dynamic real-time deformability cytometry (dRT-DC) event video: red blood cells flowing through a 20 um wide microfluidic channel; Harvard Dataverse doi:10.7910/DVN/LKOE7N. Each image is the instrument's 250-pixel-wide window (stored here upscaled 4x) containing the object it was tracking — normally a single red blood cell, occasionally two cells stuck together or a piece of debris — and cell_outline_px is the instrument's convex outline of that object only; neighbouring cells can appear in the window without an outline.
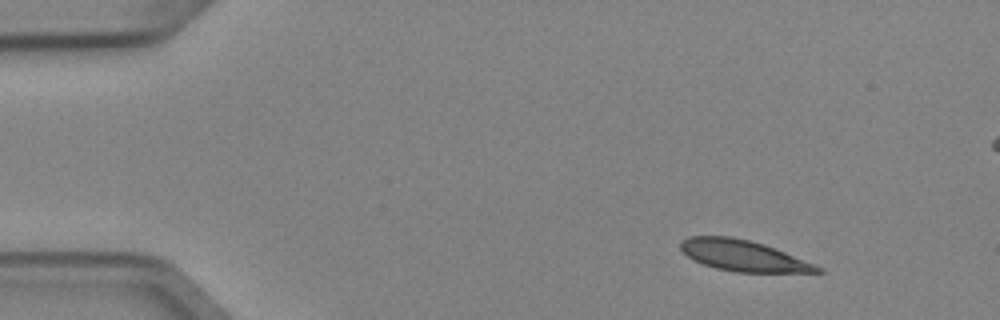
{"species": "Egyptian fruit bat (a non-hibernating species)", "species_latin": "Rousettus aegyptiacus", "temperature_condition": "cold", "stored_images_in_passage": 5, "camera_frame_rate_fps": 3000, "um_per_image_px": 0.085, "animal": {"sex": "female"}, "frame": {"image": 1, "passage_image": 1, "time_ms": 0.0, "image_size_px": [1000, 320], "cell_outline_px": [[824, 272], [736, 272], [716, 268], [704, 264], [688, 256], [680, 248], [680, 240], [688, 236], [732, 236], [764, 244], [824, 268]], "centroid_in_image_um": [63.15, 21.72], "position_along_channel_um": 21.8, "area_um2": 24.39}}
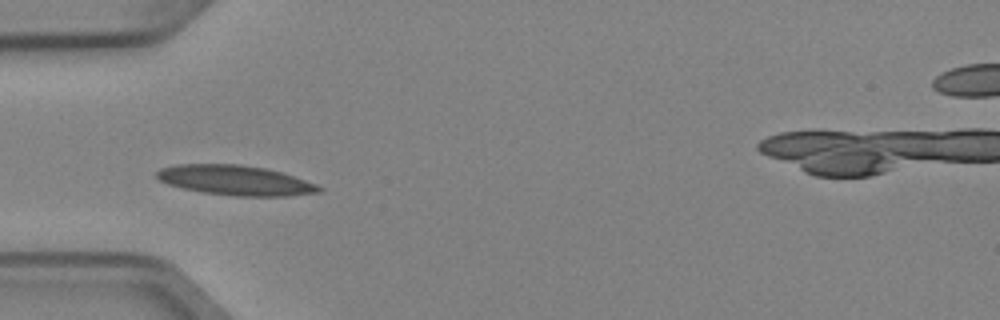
{"frame": {"image": 2, "passage_image": 4, "time_ms": 1.0, "image_size_px": [1000, 320], "cell_outline_px": [[324, 188], [320, 192], [288, 196], [236, 196], [204, 192], [184, 188], [168, 184], [160, 180], [156, 176], [156, 172], [160, 168], [176, 164], [240, 164], [264, 168], [280, 172], [316, 184]], "centroid_in_image_um": [19.99, 15.32], "position_along_channel_um": 65.0, "area_um2": 28.03}}
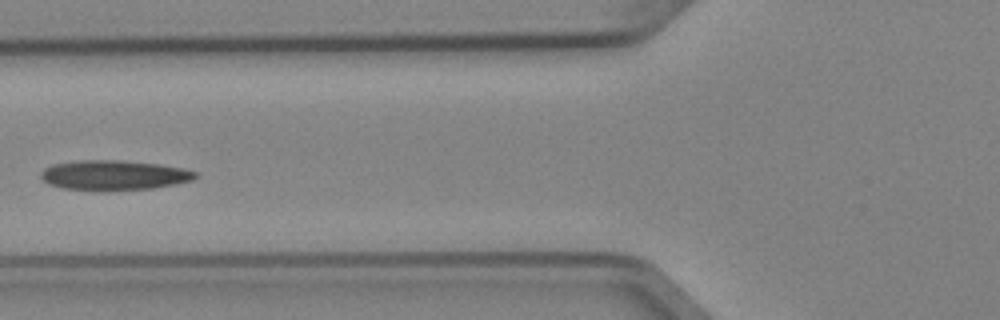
{"frame": {"image": 3, "passage_image": 5, "time_ms": 1.333, "image_size_px": [1000, 320], "cell_outline_px": [[200, 176], [192, 180], [176, 184], [152, 188], [104, 192], [64, 188], [48, 184], [40, 176], [40, 172], [44, 168], [52, 164], [80, 160], [120, 160], [160, 164], [184, 168], [196, 172]], "centroid_in_image_um": [9.69, 14.9], "position_along_channel_um": 116.1, "area_um2": 27.4}}